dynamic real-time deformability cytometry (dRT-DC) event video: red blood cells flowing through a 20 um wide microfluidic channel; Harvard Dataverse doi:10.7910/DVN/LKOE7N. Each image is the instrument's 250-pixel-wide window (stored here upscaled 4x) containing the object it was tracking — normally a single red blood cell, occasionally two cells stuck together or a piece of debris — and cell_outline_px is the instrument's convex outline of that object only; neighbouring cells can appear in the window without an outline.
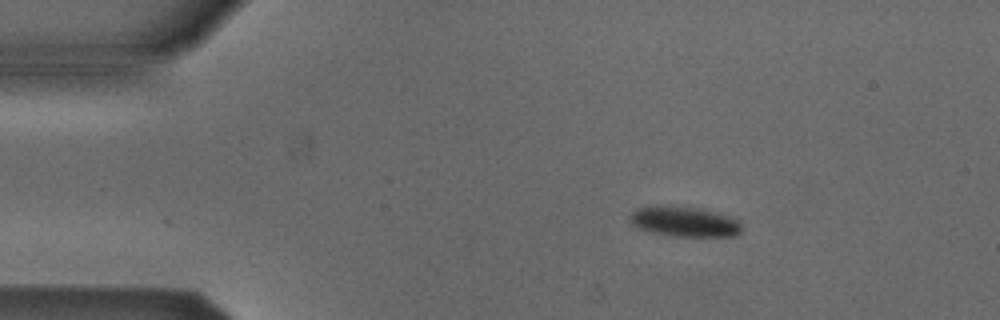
{"species": "Egyptian fruit bat (a non-hibernating species)", "species_latin": "Rousettus aegyptiacus", "temperature_condition": "cold", "stored_images_in_passage": 7, "camera_frame_rate_fps": 3000, "um_per_image_px": 0.085, "animal": {"sex": "male"}, "frame": {"image": 1, "passage_image": 2, "time_ms": 1.0, "image_size_px": [1000, 320], "cell_outline_px": [[740, 232], [736, 236], [676, 236], [652, 232], [636, 228], [628, 220], [628, 216], [636, 208], [648, 204], [680, 204], [700, 208], [716, 212], [740, 220]], "centroid_in_image_um": [58.09, 18.78], "position_along_channel_um": 26.9, "area_um2": 20.4}}
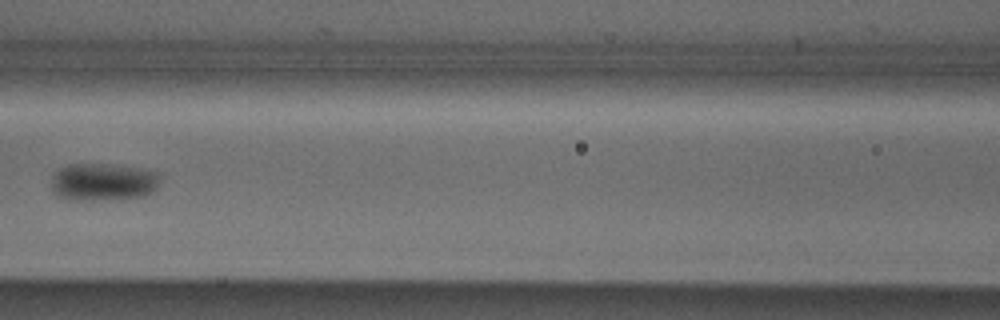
{"frame": {"image": 2, "passage_image": 6, "time_ms": 6.0, "image_size_px": [1000, 320], "cell_outline_px": [[160, 180], [156, 188], [152, 192], [144, 196], [96, 200], [72, 200], [56, 196], [52, 192], [52, 176], [60, 168], [68, 164], [108, 164], [136, 168], [156, 172]], "centroid_in_image_um": [8.71, 15.47], "position_along_channel_um": 157.9, "area_um2": 23.7}}
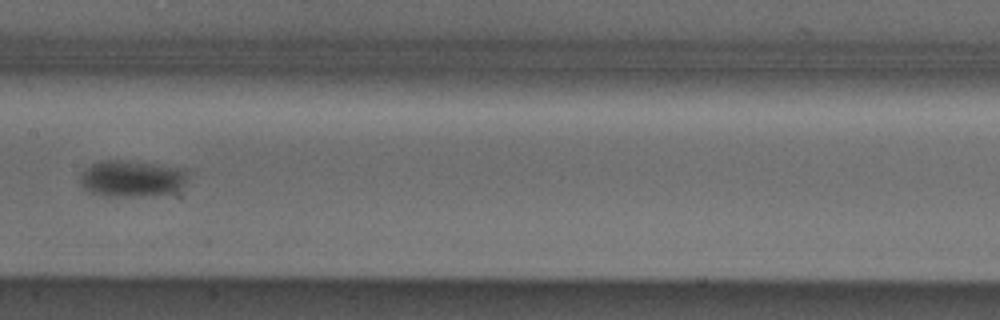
{"frame": {"image": 3, "passage_image": 7, "time_ms": 7.0, "image_size_px": [1000, 320], "cell_outline_px": [[184, 184], [176, 192], [156, 196], [108, 196], [88, 192], [80, 184], [80, 172], [84, 168], [92, 164], [104, 160], [120, 160], [184, 168]], "centroid_in_image_um": [11.14, 15.2], "position_along_channel_um": 196.3, "area_um2": 22.89}}